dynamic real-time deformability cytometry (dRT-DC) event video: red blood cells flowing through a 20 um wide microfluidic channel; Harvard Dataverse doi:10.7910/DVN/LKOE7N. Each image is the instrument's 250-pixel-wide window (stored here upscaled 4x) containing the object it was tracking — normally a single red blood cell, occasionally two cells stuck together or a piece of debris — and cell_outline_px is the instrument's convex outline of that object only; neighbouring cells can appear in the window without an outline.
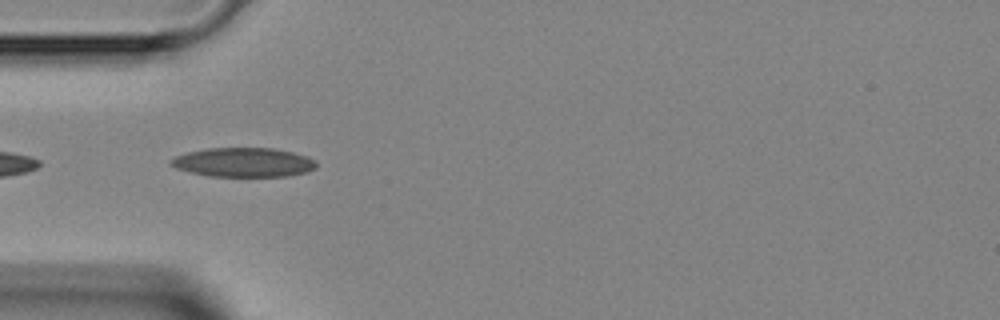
{"species": "Egyptian fruit bat (a non-hibernating species)", "species_latin": "Rousettus aegyptiacus", "temperature_condition": "room temperature", "stored_images_in_passage": 21, "camera_frame_rate_fps": 3000, "um_per_image_px": 0.085, "animal": {"sex": "female"}, "frame": {"image": 1, "passage_image": 1, "time_ms": 0.0, "image_size_px": [1000, 320], "cell_outline_px": [[316, 168], [308, 172], [288, 176], [208, 176], [188, 172], [176, 168], [168, 164], [176, 156], [188, 152], [208, 148], [272, 148], [292, 152], [304, 156], [312, 160], [316, 164]], "centroid_in_image_um": [20.67, 13.8], "position_along_channel_um": 64.3, "area_um2": 24.62}}